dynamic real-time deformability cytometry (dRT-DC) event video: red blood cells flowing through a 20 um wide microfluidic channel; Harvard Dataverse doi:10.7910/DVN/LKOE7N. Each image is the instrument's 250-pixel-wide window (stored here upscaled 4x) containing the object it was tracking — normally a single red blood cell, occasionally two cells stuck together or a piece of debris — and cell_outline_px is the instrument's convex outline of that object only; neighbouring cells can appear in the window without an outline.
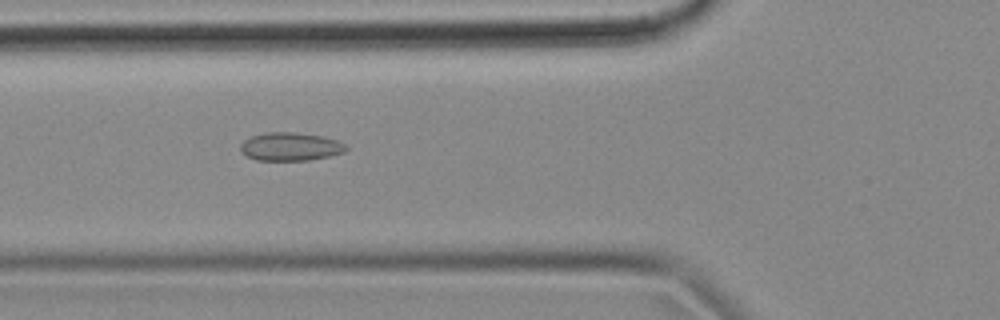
{"species": "common noctule bat (a hibernating species)", "species_latin": "Nyctalus noctula", "temperature_condition": "cold", "stored_images_in_passage": 42, "camera_frame_rate_fps": 3000, "um_per_image_px": 0.085, "animal": {"sex": "female", "body_mass_g": 18.4}, "frame": {"image": 1, "passage_image": 7, "time_ms": 2.0, "image_size_px": [1000, 320], "cell_outline_px": [[348, 148], [344, 152], [328, 156], [308, 160], [256, 160], [240, 152], [240, 144], [244, 140], [252, 136], [264, 132], [296, 132], [324, 136], [336, 140], [344, 144]], "centroid_in_image_um": [24.66, 12.45], "position_along_channel_um": 101.1, "area_um2": 17.4}}
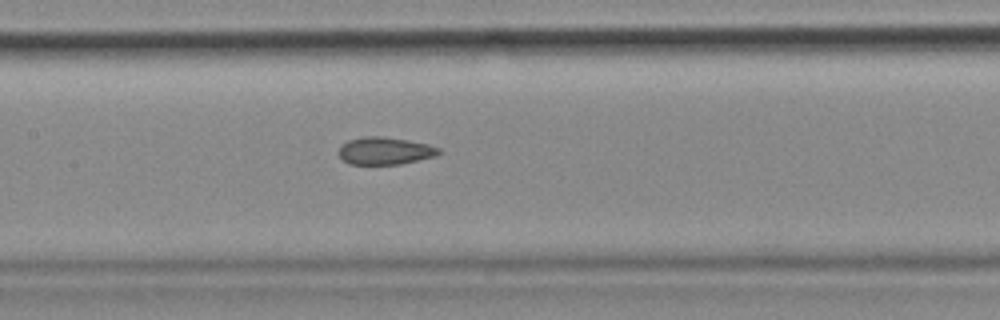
{"frame": {"image": 2, "passage_image": 13, "time_ms": 4.0, "image_size_px": [1000, 320], "cell_outline_px": [[440, 152], [436, 156], [400, 164], [348, 164], [340, 156], [340, 144], [348, 140], [368, 136], [384, 136], [408, 140], [428, 144], [440, 148]], "centroid_in_image_um": [32.73, 12.81], "position_along_channel_um": 174.7, "area_um2": 15.95}}
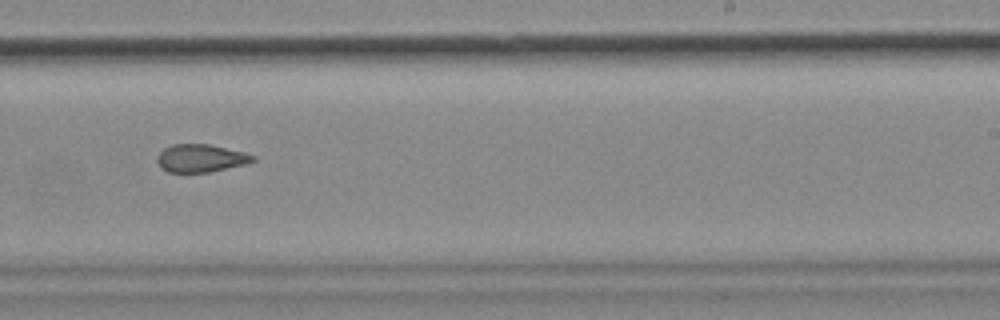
{"frame": {"image": 3, "passage_image": 21, "time_ms": 6.667, "image_size_px": [1000, 320], "cell_outline_px": [[256, 160], [248, 164], [208, 172], [168, 172], [160, 168], [156, 160], [156, 156], [164, 148], [172, 144], [208, 144], [256, 156]], "centroid_in_image_um": [17.03, 13.46], "position_along_channel_um": 272.0, "area_um2": 15.49}, "authors_computed_cell_mechanics": {"area_um2": 16.4441, "velocity_mm_per_s": 3.6621, "shape_relaxation_time_tau1_ms": null, "shape_relaxation_time_tau2_ms": 2.6313, "deformation_change_tau1": null, "deformation_change_tau2": 0.0936}}